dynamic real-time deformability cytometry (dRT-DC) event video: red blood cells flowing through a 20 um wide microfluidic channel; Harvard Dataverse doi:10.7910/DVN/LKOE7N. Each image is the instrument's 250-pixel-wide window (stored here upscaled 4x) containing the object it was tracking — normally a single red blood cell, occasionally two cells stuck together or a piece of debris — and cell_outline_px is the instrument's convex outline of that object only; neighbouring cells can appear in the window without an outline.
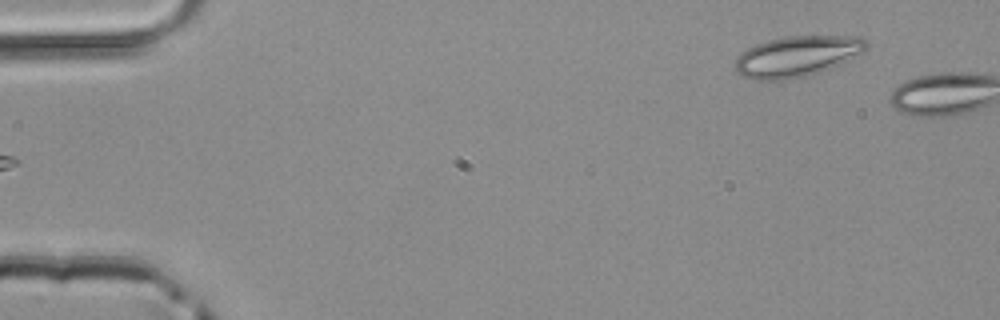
{"species": "common noctule bat (a hibernating species)", "species_latin": "Nyctalus noctula", "temperature_condition": "room temperature", "stored_images_in_passage": 3, "camera_frame_rate_fps": 3000, "um_per_image_px": 0.085, "animal": {"sex": "male", "body_mass_g": 20.4}, "frame": {"image": 1, "passage_image": 1, "time_ms": 0.0, "image_size_px": [1000, 320], "cell_outline_px": [[868, 48], [864, 52], [832, 68], [792, 80], [752, 80], [740, 76], [736, 72], [736, 56], [740, 52], [756, 44], [768, 40], [784, 36], [860, 36], [868, 44]], "centroid_in_image_um": [67.73, 4.8], "position_along_channel_um": 17.3, "area_um2": 31.5}}